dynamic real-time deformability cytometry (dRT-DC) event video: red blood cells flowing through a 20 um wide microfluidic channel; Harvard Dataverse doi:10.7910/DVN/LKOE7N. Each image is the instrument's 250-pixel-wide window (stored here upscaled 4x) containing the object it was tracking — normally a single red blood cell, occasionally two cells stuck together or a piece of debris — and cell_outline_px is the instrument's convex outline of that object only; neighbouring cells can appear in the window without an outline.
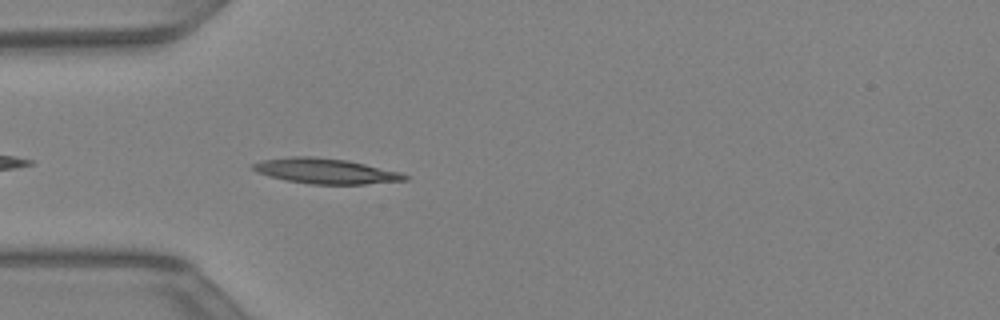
{"species": "Egyptian fruit bat (a non-hibernating species)", "species_latin": "Rousettus aegyptiacus", "temperature_condition": "warm", "stored_images_in_passage": 11, "camera_frame_rate_fps": 3000, "um_per_image_px": 0.085, "animal": {"sex": "female"}, "frame": {"image": 1, "passage_image": 2, "time_ms": 0.333, "image_size_px": [1000, 320], "cell_outline_px": [[408, 180], [364, 184], [308, 184], [284, 180], [268, 176], [256, 172], [252, 168], [252, 164], [264, 160], [292, 156], [312, 156], [348, 160], [400, 172], [408, 176]], "centroid_in_image_um": [27.66, 14.54], "position_along_channel_um": 57.3, "area_um2": 22.37}}
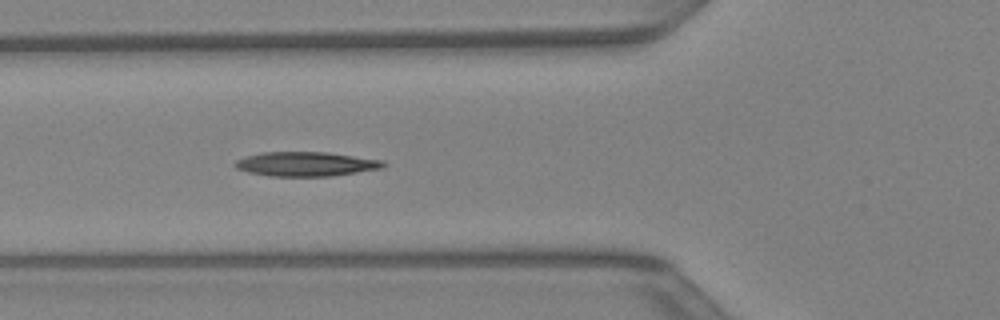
{"frame": {"image": 2, "passage_image": 5, "time_ms": 1.333, "image_size_px": [1000, 320], "cell_outline_px": [[388, 164], [384, 168], [332, 176], [268, 176], [248, 172], [236, 168], [232, 164], [236, 160], [244, 156], [264, 152], [328, 152], [384, 160]], "centroid_in_image_um": [26.03, 13.94], "position_along_channel_um": 99.8, "area_um2": 21.33}}
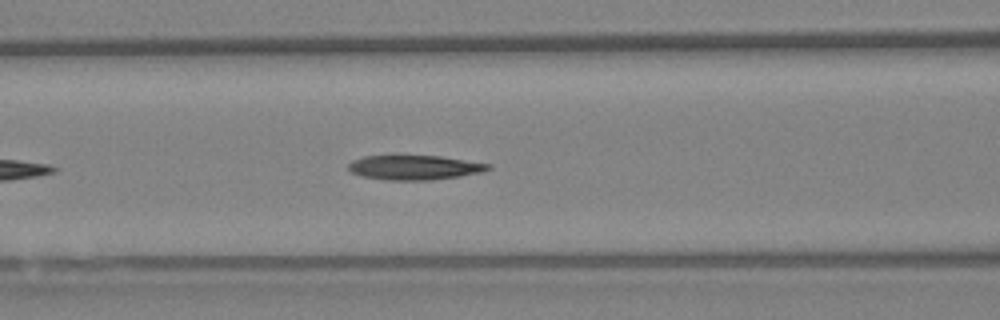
{"frame": {"image": 3, "passage_image": 7, "time_ms": 2.0, "image_size_px": [1000, 320], "cell_outline_px": [[492, 168], [484, 172], [460, 176], [432, 180], [388, 180], [364, 176], [352, 172], [348, 168], [348, 164], [352, 160], [364, 156], [440, 156], [492, 164]], "centroid_in_image_um": [35.29, 14.24], "position_along_channel_um": 131.3, "area_um2": 19.94}}